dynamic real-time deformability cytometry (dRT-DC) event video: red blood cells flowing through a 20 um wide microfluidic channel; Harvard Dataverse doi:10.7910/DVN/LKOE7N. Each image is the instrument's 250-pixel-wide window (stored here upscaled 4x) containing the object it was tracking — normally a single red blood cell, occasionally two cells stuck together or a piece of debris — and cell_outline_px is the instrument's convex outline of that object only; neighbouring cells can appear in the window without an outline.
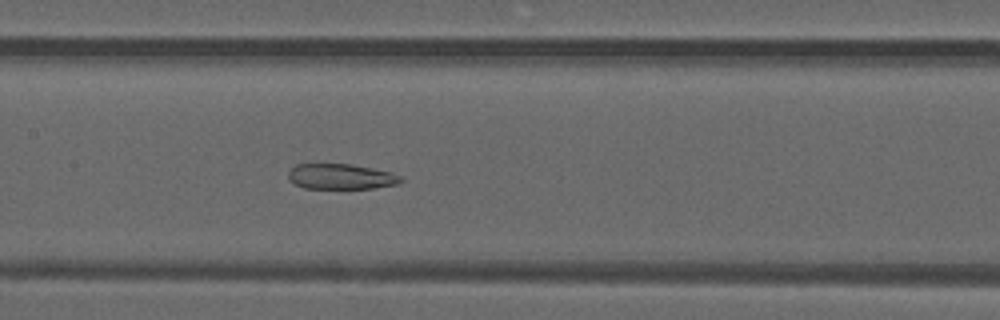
{"species": "common noctule bat (a hibernating species)", "species_latin": "Nyctalus noctula", "temperature_condition": "warm", "stored_images_in_passage": 51, "camera_frame_rate_fps": 3000, "um_per_image_px": 0.085, "animal": {"sex": "male", "forearm_length_mm": 52.5}, "frame": {"image": 1, "passage_image": 25, "time_ms": 8.0, "image_size_px": [1000, 320], "cell_outline_px": [[404, 180], [396, 184], [372, 188], [304, 188], [296, 184], [288, 176], [288, 172], [296, 164], [352, 164], [392, 172], [400, 176]], "centroid_in_image_um": [29.0, 15.0], "position_along_channel_um": 178.4, "area_um2": 16.47}}
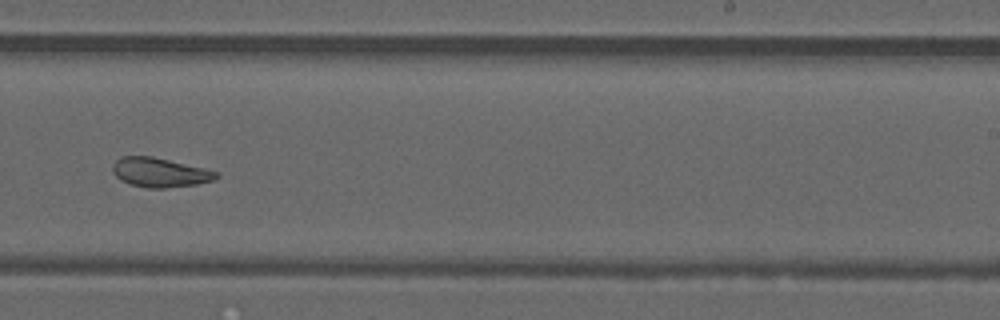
{"frame": {"image": 2, "passage_image": 32, "time_ms": 10.333, "image_size_px": [1000, 320], "cell_outline_px": [[220, 176], [212, 180], [196, 184], [164, 188], [148, 188], [132, 184], [120, 180], [112, 172], [112, 164], [120, 156], [152, 156], [204, 168], [220, 172]], "centroid_in_image_um": [13.57, 14.65], "position_along_channel_um": 275.4, "area_um2": 17.69}}
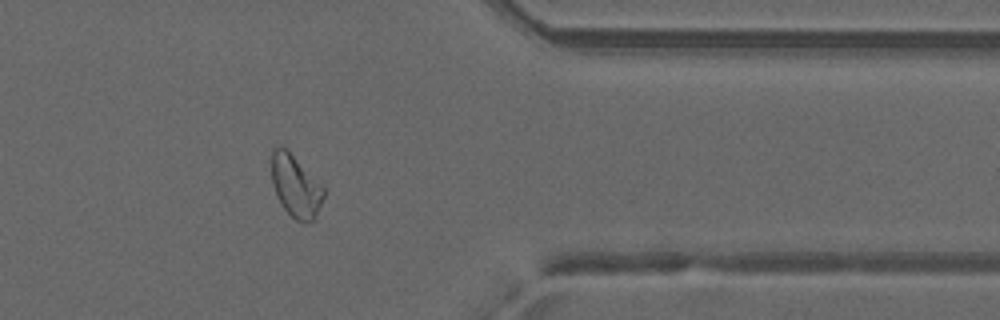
{"frame": {"image": 3, "passage_image": 41, "time_ms": 13.333, "image_size_px": [1000, 320], "cell_outline_px": [[324, 196], [312, 220], [304, 224], [296, 220], [284, 208], [276, 196], [272, 184], [272, 148], [280, 144], [324, 188]], "centroid_in_image_um": [25.08, 15.83], "position_along_channel_um": 386.3, "area_um2": 18.21}, "authors_computed_cell_mechanics": {"area_um2": 21.8484, "velocity_mm_per_s": 4.1786, "shape_relaxation_time_tau1_ms": null, "shape_relaxation_time_tau2_ms": 1.8098, "deformation_change_tau1": null, "deformation_change_tau2": 0.0894}}